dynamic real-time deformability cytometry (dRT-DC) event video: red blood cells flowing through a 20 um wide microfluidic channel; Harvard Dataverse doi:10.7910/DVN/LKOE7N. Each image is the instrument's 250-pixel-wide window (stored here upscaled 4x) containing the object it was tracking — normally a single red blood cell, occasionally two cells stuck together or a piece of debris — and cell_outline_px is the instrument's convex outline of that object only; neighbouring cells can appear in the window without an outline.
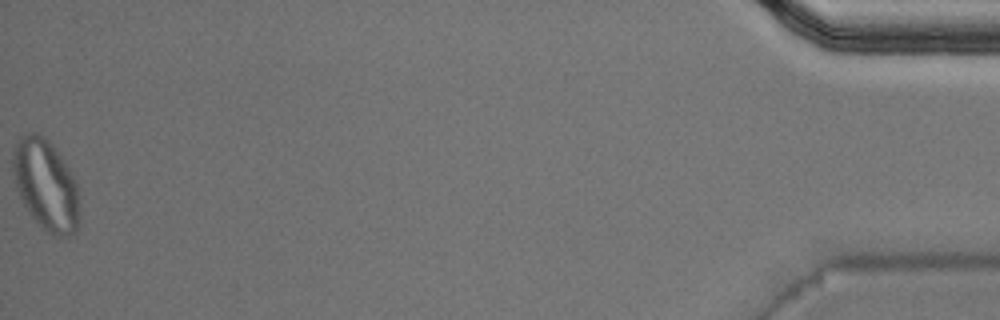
{"species": "Egyptian fruit bat (a non-hibernating species)", "species_latin": "Rousettus aegyptiacus", "temperature_condition": "warm", "stored_images_in_passage": 49, "camera_frame_rate_fps": 3000, "um_per_image_px": 0.085, "animal": {"sex": "male"}, "frame": {"image": 1, "passage_image": 49, "time_ms": 16.0, "image_size_px": [1000, 320], "cell_outline_px": [[80, 220], [76, 232], [68, 236], [52, 236], [32, 216], [24, 204], [16, 188], [12, 172], [12, 156], [16, 144], [20, 136], [28, 132], [36, 132], [48, 140], [56, 148], [76, 180], [80, 204]], "centroid_in_image_um": [3.92, 15.71], "position_along_channel_um": 431.3, "area_um2": 35.55}, "authors_computed_cell_mechanics": {"area_um2": 20.4034, "velocity_mm_per_s": 4.0504, "shape_relaxation_time_tau1_ms": null, "shape_relaxation_time_tau2_ms": 2.1342, "deformation_change_tau1": null, "deformation_change_tau2": 0.0666}}